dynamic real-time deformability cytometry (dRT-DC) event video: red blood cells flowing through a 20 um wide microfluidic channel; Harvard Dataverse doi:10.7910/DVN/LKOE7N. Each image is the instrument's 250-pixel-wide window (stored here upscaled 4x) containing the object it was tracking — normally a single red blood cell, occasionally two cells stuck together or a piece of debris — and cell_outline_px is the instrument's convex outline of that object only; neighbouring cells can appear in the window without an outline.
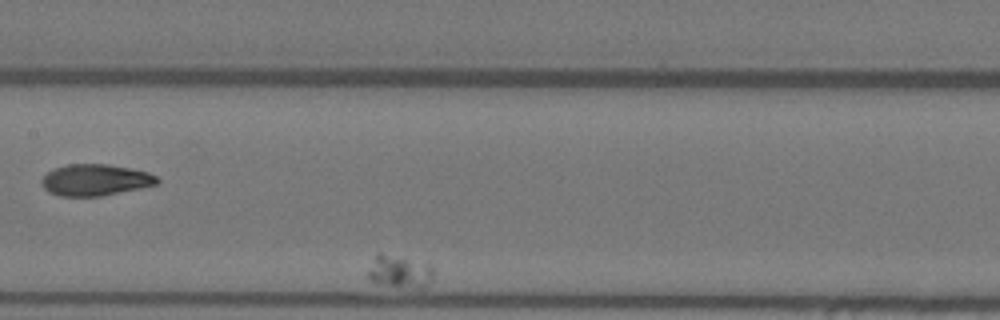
{"species": "Egyptian fruit bat (a non-hibernating species)", "species_latin": "Rousettus aegyptiacus", "temperature_condition": "warm", "stored_images_in_passage": 11, "camera_frame_rate_fps": 3000, "um_per_image_px": 0.085, "animal": {"sex": "female"}, "frame": {"image": 1, "passage_image": 8, "time_ms": 2.333, "image_size_px": [1000, 320], "cell_outline_px": [[432, 280], [428, 284], [420, 288], [384, 284], [368, 280], [368, 272], [376, 252], [380, 252], [428, 264], [432, 268]], "centroid_in_image_um": [33.94, 23.07], "position_along_channel_um": 173.5, "area_um2": 12.08}}
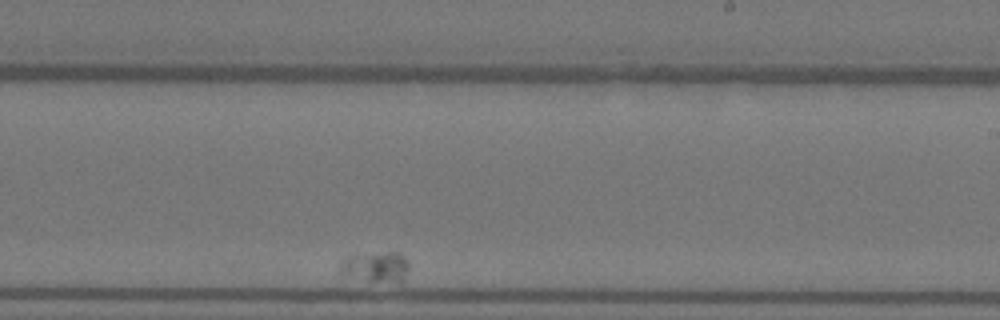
{"frame": {"image": 2, "passage_image": 11, "time_ms": 3.333, "image_size_px": [1000, 320], "cell_outline_px": [[408, 268], [400, 280], [368, 280], [344, 272], [344, 264], [352, 256], [384, 252], [396, 252], [404, 256], [408, 260]], "centroid_in_image_um": [32.1, 22.63], "position_along_channel_um": 256.9, "area_um2": 10.69}}